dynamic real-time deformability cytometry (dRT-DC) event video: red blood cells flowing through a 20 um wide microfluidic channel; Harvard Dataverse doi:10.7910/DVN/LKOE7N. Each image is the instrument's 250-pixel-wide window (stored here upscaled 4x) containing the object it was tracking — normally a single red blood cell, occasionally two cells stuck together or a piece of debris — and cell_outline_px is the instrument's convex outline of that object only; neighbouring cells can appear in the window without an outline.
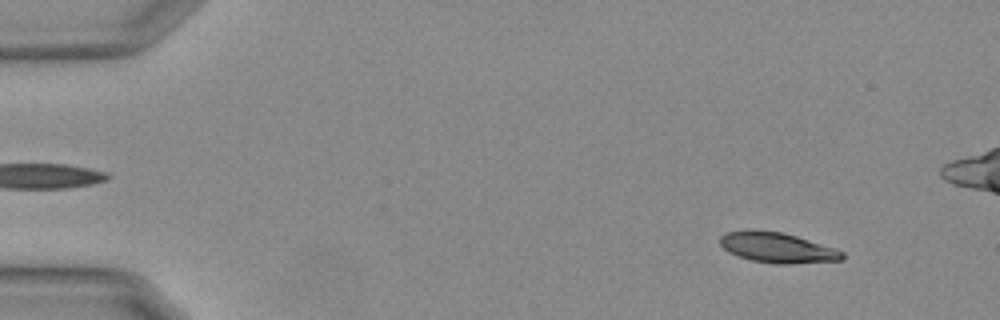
{"species": "Egyptian fruit bat (a non-hibernating species)", "species_latin": "Rousettus aegyptiacus", "temperature_condition": "warm", "stored_images_in_passage": 31, "camera_frame_rate_fps": 3000, "um_per_image_px": 0.085, "animal": {"sex": "female"}, "frame": {"image": 1, "passage_image": 6, "time_ms": 1.667, "image_size_px": [1000, 320], "cell_outline_px": [[844, 256], [840, 260], [788, 264], [776, 264], [752, 260], [728, 252], [720, 244], [720, 236], [728, 232], [752, 228], [780, 232], [796, 236], [844, 252]], "centroid_in_image_um": [66.01, 21.03], "position_along_channel_um": 19.0, "area_um2": 21.33}}
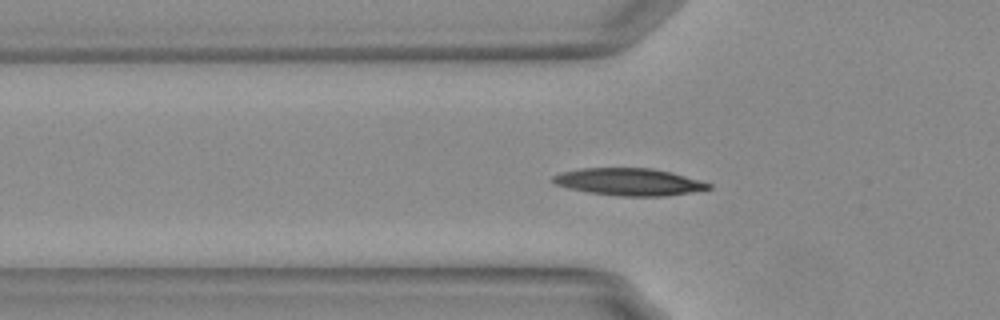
{"frame": {"image": 2, "passage_image": 19, "time_ms": 6.0, "image_size_px": [1000, 320], "cell_outline_px": [[712, 188], [668, 196], [616, 196], [588, 192], [568, 188], [556, 184], [552, 180], [552, 176], [560, 172], [580, 168], [652, 168], [672, 172], [712, 184]], "centroid_in_image_um": [53.45, 15.46], "position_along_channel_um": 72.3, "area_um2": 24.74}}
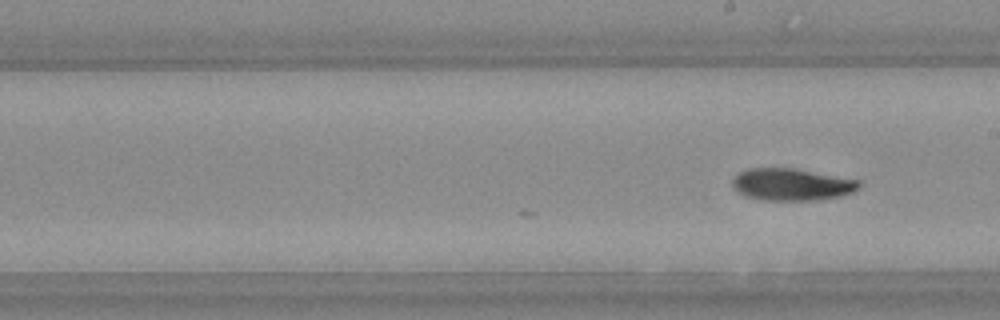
{"frame": {"image": 3, "passage_image": 31, "time_ms": 10.0, "image_size_px": [1000, 320], "cell_outline_px": [[860, 188], [852, 192], [840, 196], [816, 200], [764, 200], [744, 196], [732, 184], [732, 180], [740, 172], [748, 168], [796, 168], [860, 180]], "centroid_in_image_um": [67.32, 15.67], "position_along_channel_um": 221.7, "area_um2": 23.64}}